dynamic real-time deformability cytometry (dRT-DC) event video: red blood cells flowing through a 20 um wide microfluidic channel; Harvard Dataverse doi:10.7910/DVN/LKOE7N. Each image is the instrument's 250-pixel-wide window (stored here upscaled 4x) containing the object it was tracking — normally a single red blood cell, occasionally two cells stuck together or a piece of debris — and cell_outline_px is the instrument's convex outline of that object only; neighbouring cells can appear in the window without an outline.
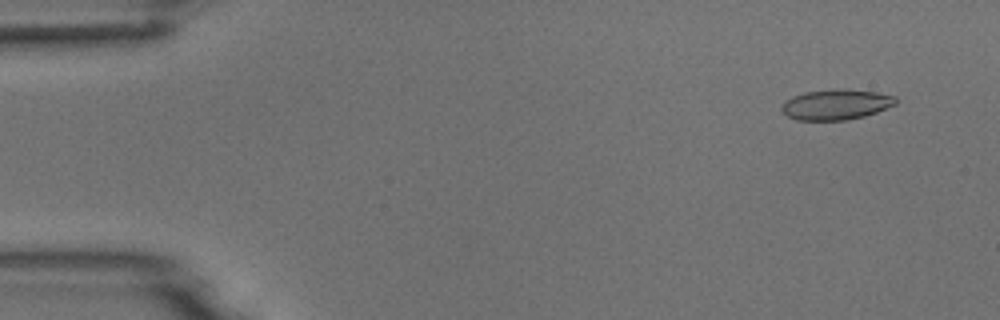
{"species": "common noctule bat (a hibernating species)", "species_latin": "Nyctalus noctula", "temperature_condition": "room temperature", "stored_images_in_passage": 4, "camera_frame_rate_fps": 3000, "um_per_image_px": 0.085, "animal": {"sex": "male", "body_mass_g": 18.8}, "frame": {"image": 1, "passage_image": 1, "time_ms": 0.0, "image_size_px": [1000, 320], "cell_outline_px": [[896, 104], [876, 112], [864, 116], [844, 120], [796, 120], [788, 116], [780, 108], [784, 100], [792, 96], [804, 92], [832, 88], [844, 88], [876, 92], [896, 96]], "centroid_in_image_um": [71.04, 8.86], "position_along_channel_um": 14.0, "area_um2": 20.4}}
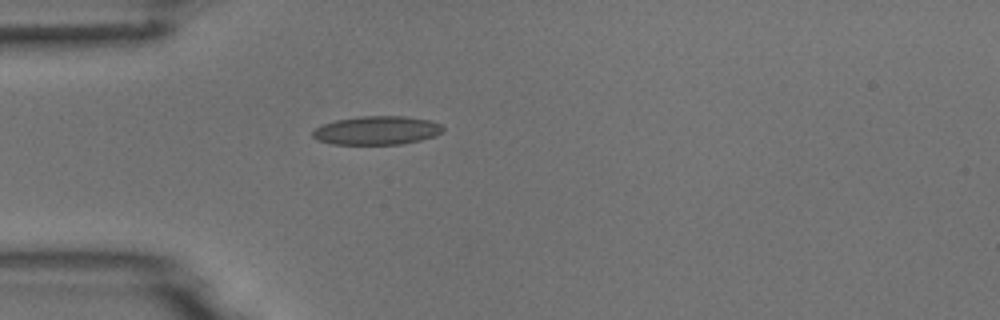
{"frame": {"image": 2, "passage_image": 4, "time_ms": 3.667, "image_size_px": [1000, 320], "cell_outline_px": [[444, 128], [436, 136], [420, 140], [400, 144], [332, 144], [316, 140], [312, 136], [312, 132], [316, 128], [324, 124], [336, 120], [360, 116], [404, 116], [432, 120], [440, 124]], "centroid_in_image_um": [32.03, 11.08], "position_along_channel_um": 53.0, "area_um2": 21.73}}